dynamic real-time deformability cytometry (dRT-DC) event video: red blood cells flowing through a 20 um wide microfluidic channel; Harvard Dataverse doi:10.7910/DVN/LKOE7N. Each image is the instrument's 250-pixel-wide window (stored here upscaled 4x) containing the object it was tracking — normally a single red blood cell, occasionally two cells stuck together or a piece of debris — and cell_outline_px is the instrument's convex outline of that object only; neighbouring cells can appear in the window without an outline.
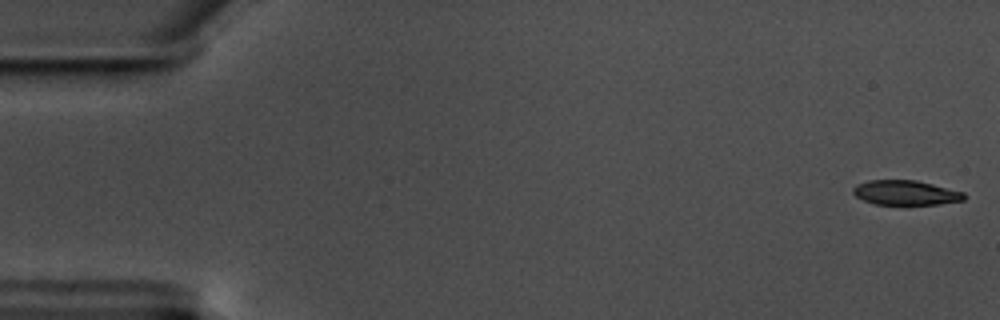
{"species": "common noctule bat (a hibernating species)", "species_latin": "Nyctalus noctula", "temperature_condition": "warm", "stored_images_in_passage": 58, "camera_frame_rate_fps": 3000, "um_per_image_px": 0.085, "animal": {"sex": "male", "body_mass_g": 17.5, "forearm_length_mm": 52.3}, "frame": {"image": 1, "passage_image": 1, "time_ms": 0.0, "image_size_px": [1000, 320], "cell_outline_px": [[964, 200], [936, 204], [876, 204], [864, 200], [856, 196], [852, 192], [852, 188], [856, 184], [868, 180], [916, 180], [964, 192]], "centroid_in_image_um": [76.94, 16.37], "position_along_channel_um": 8.1, "area_um2": 15.78}}
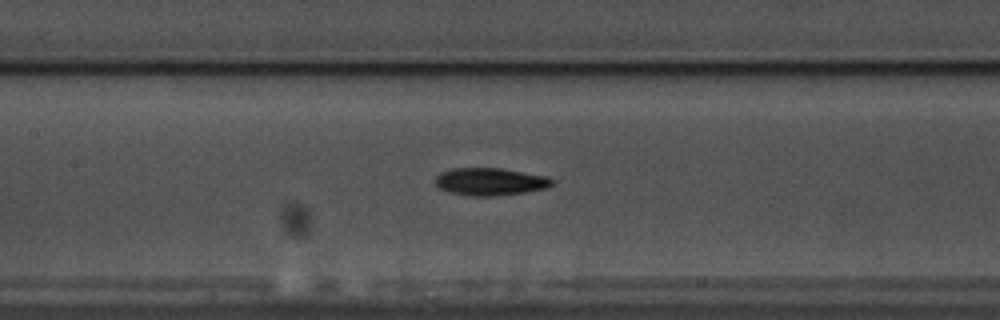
{"frame": {"image": 2, "passage_image": 27, "time_ms": 8.667, "image_size_px": [1000, 320], "cell_outline_px": [[556, 184], [544, 188], [524, 192], [492, 196], [472, 196], [448, 192], [440, 188], [436, 184], [436, 176], [440, 172], [452, 168], [500, 168], [548, 176], [556, 180]], "centroid_in_image_um": [41.69, 15.43], "position_along_channel_um": 165.7, "area_um2": 18.79}}
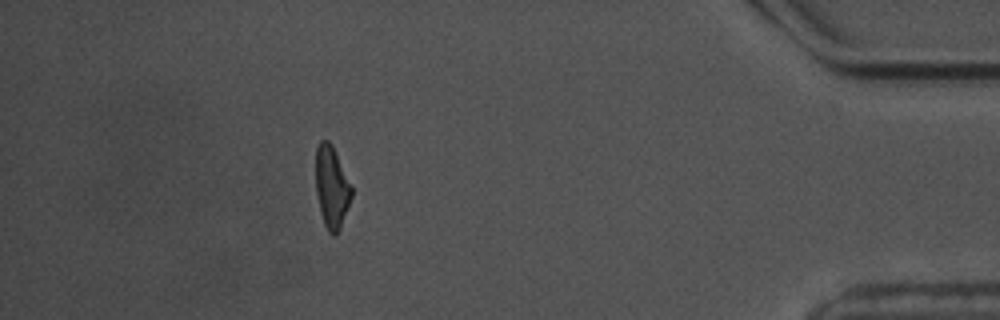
{"frame": {"image": 3, "passage_image": 52, "time_ms": 17.0, "image_size_px": [1000, 320], "cell_outline_px": [[352, 196], [340, 228], [332, 236], [328, 232], [324, 224], [320, 212], [316, 192], [316, 148], [320, 140], [328, 140], [332, 144], [352, 188]], "centroid_in_image_um": [28.18, 15.9], "position_along_channel_um": 407.0, "area_um2": 16.94}, "authors_computed_cell_mechanics": {"area_um2": 17.8891, "velocity_mm_per_s": 3.523, "shape_relaxation_time_tau1_ms": 5.0762, "shape_relaxation_time_tau2_ms": 7.1303, "deformation_change_tau1": 0.1698, "deformation_change_tau2": 0.1693}}